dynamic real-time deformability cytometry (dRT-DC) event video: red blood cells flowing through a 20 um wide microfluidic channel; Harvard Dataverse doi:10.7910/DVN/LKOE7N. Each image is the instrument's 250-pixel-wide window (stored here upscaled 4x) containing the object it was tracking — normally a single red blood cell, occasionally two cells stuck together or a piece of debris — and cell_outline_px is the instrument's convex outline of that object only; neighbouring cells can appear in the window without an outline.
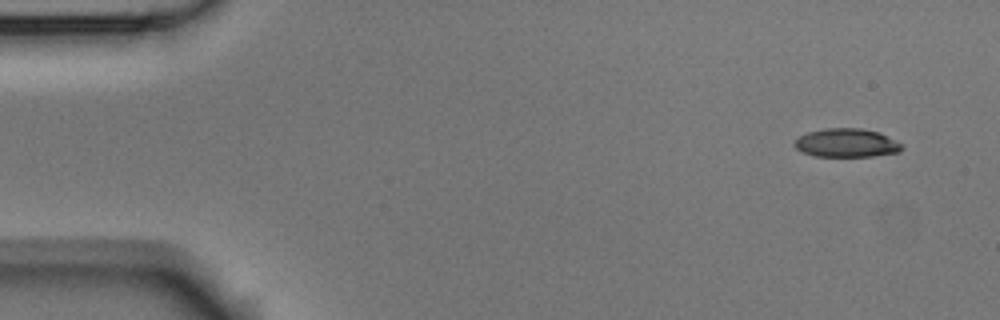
{"species": "Egyptian fruit bat (a non-hibernating species)", "species_latin": "Rousettus aegyptiacus", "temperature_condition": "room temperature", "stored_images_in_passage": 4, "camera_frame_rate_fps": 3000, "um_per_image_px": 0.085, "animal": {"sex": "male"}, "frame": {"image": 1, "passage_image": 1, "time_ms": 0.0, "image_size_px": [1000, 320], "cell_outline_px": [[904, 148], [900, 152], [872, 156], [816, 156], [800, 152], [792, 144], [800, 136], [808, 132], [824, 128], [860, 128], [880, 132], [900, 144]], "centroid_in_image_um": [71.93, 12.15], "position_along_channel_um": 13.1, "area_um2": 17.86}}
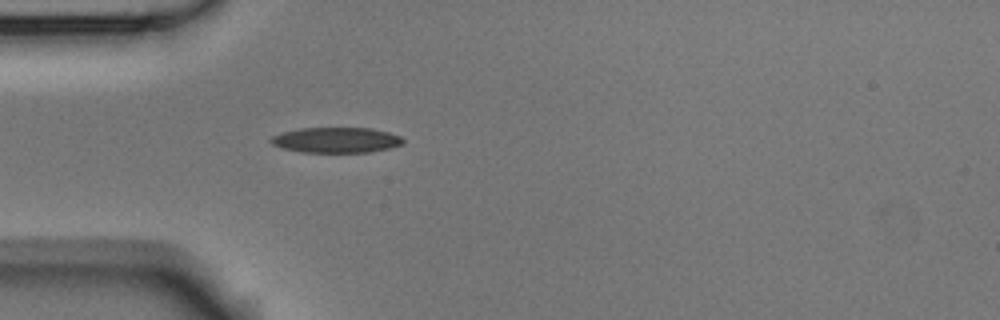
{"frame": {"image": 2, "passage_image": 4, "time_ms": 1.0, "image_size_px": [1000, 320], "cell_outline_px": [[404, 144], [388, 148], [368, 152], [304, 152], [280, 148], [272, 144], [268, 140], [272, 136], [284, 132], [300, 128], [372, 128], [388, 132], [400, 136], [404, 140]], "centroid_in_image_um": [28.57, 11.9], "position_along_channel_um": 56.4, "area_um2": 19.54}}